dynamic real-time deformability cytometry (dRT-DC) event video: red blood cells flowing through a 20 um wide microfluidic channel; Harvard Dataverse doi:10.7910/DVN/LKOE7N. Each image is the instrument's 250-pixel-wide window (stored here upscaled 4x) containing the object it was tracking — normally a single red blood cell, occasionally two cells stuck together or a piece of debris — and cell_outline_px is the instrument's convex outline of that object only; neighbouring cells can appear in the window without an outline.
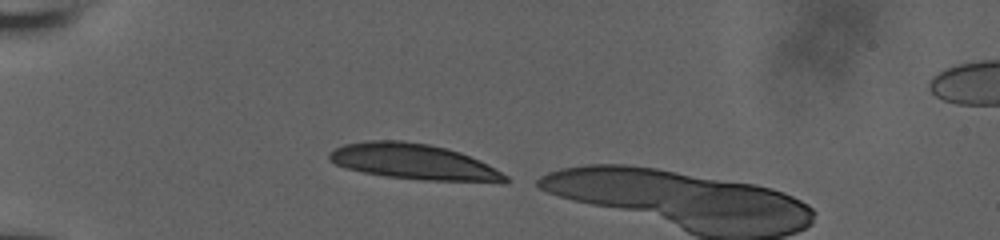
{"species": "human", "species_latin": "Homo sapiens", "temperature_condition": "room temperature", "stored_images_in_passage": 34, "camera_frame_rate_fps": 3000, "um_per_image_px": 0.085, "donor": {"sex": "male"}, "frame": {"image": 1, "passage_image": 1, "time_ms": 0.0, "image_size_px": [1000, 240], "cell_outline_px": [[512, 180], [504, 184], [424, 180], [384, 176], [364, 172], [348, 168], [336, 164], [328, 160], [328, 152], [344, 144], [368, 140], [400, 140], [428, 144], [460, 152], [480, 160], [488, 164], [508, 176]], "centroid_in_image_um": [35.26, 13.77], "position_along_channel_um": 49.7, "area_um2": 37.05}}
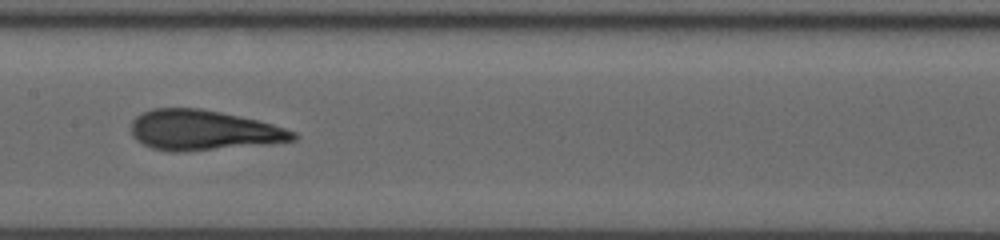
{"frame": {"image": 2, "passage_image": 14, "time_ms": 4.333, "image_size_px": [1000, 240], "cell_outline_px": [[300, 136], [296, 140], [272, 144], [184, 152], [168, 152], [152, 148], [136, 140], [132, 136], [132, 120], [136, 116], [152, 108], [200, 108], [240, 116], [272, 124], [296, 132]], "centroid_in_image_um": [17.3, 11.09], "position_along_channel_um": 190.1, "area_um2": 38.26}}
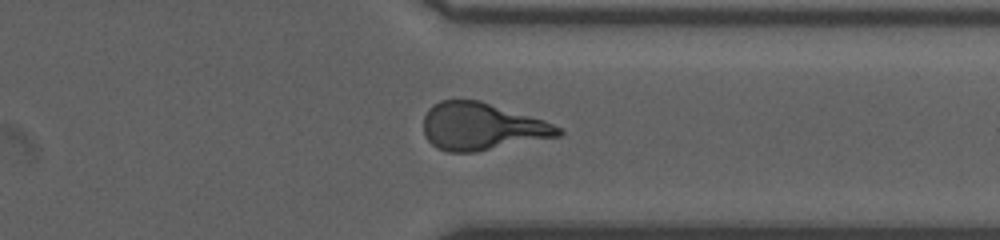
{"frame": {"image": 3, "passage_image": 28, "time_ms": 9.0, "image_size_px": [1000, 240], "cell_outline_px": [[564, 132], [560, 136], [476, 152], [448, 152], [436, 148], [424, 136], [424, 116], [428, 108], [432, 104], [440, 100], [480, 100], [544, 120], [564, 128]], "centroid_in_image_um": [40.96, 10.76], "position_along_channel_um": 370.4, "area_um2": 37.45}}